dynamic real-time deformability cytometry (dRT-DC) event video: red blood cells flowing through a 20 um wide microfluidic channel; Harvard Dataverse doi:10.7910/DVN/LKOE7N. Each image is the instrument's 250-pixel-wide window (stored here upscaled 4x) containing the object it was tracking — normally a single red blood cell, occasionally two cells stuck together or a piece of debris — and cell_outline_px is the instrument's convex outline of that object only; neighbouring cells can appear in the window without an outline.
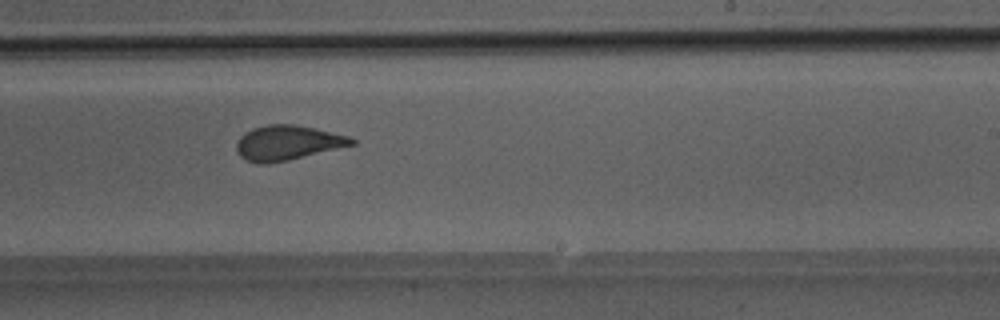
{"species": "Egyptian fruit bat (a non-hibernating species)", "species_latin": "Rousettus aegyptiacus", "temperature_condition": "room temperature", "stored_images_in_passage": 35, "camera_frame_rate_fps": 3000, "um_per_image_px": 0.085, "animal": {"sex": "male"}, "frame": {"image": 1, "passage_image": 25, "time_ms": 8.0, "image_size_px": [1000, 320], "cell_outline_px": [[356, 144], [288, 160], [268, 164], [260, 164], [248, 160], [240, 156], [236, 152], [236, 144], [240, 136], [244, 132], [252, 128], [268, 124], [292, 124], [352, 136], [356, 140]], "centroid_in_image_um": [24.43, 12.13], "position_along_channel_um": 264.6, "area_um2": 23.35}}